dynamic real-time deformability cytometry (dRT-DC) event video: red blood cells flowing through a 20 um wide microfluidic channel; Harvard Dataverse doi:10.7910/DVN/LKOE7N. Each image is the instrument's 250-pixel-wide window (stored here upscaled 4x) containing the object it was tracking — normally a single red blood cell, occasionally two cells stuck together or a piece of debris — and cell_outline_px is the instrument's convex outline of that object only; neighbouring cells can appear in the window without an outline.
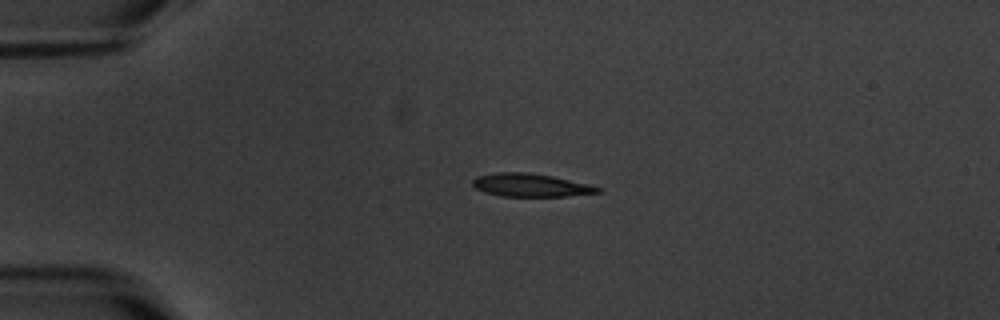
{"species": "common noctule bat (a hibernating species)", "species_latin": "Nyctalus noctula", "temperature_condition": "warm", "stored_images_in_passage": 2, "camera_frame_rate_fps": 3000, "um_per_image_px": 0.085, "animal": {"sex": "male", "body_mass_g": 20.1, "forearm_length_mm": 53.5}, "frame": {"image": 1, "passage_image": 1, "time_ms": 0.0, "image_size_px": [1000, 320], "cell_outline_px": [[604, 192], [568, 196], [504, 196], [484, 192], [476, 188], [472, 184], [472, 180], [476, 176], [500, 172], [528, 172], [552, 176], [588, 184], [604, 188]], "centroid_in_image_um": [45.15, 15.74], "position_along_channel_um": 39.8, "area_um2": 16.88}}